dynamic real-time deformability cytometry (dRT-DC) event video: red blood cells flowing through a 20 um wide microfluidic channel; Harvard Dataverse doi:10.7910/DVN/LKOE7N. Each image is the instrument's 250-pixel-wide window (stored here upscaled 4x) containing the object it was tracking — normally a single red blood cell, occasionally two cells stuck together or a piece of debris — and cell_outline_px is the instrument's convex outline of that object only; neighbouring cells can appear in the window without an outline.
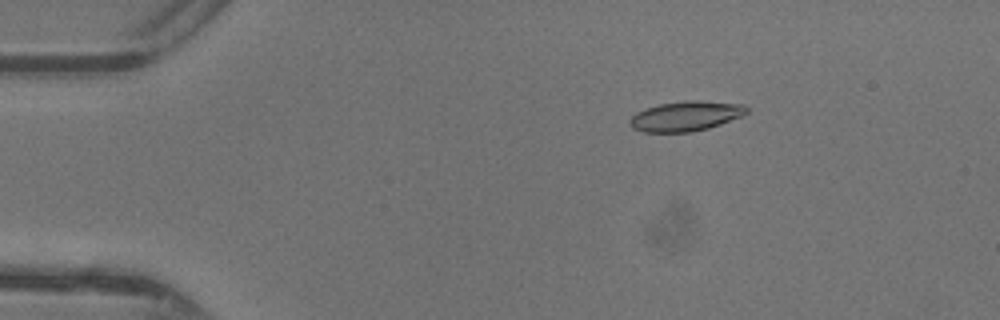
{"species": "common noctule bat (a hibernating species)", "species_latin": "Nyctalus noctula", "temperature_condition": "warm", "stored_images_in_passage": 47, "camera_frame_rate_fps": 3000, "um_per_image_px": 0.085, "animal": {"sex": "female"}, "frame": {"image": 1, "passage_image": 8, "time_ms": 2.333, "image_size_px": [1000, 320], "cell_outline_px": [[748, 112], [740, 116], [720, 124], [708, 128], [692, 132], [644, 132], [632, 128], [628, 120], [636, 112], [644, 108], [660, 104], [684, 100], [700, 100], [744, 104], [748, 108]], "centroid_in_image_um": [58.26, 9.86], "position_along_channel_um": 26.7, "area_um2": 20.46}}
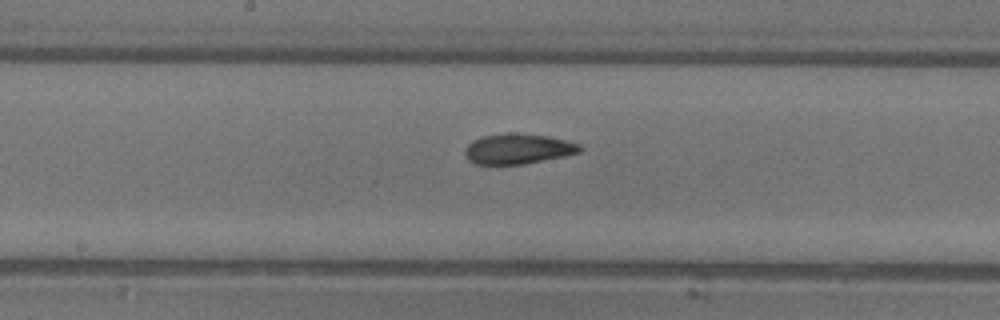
{"frame": {"image": 2, "passage_image": 25, "time_ms": 8.0, "image_size_px": [1000, 320], "cell_outline_px": [[580, 152], [564, 156], [524, 164], [476, 164], [468, 160], [464, 152], [468, 144], [472, 140], [480, 136], [548, 136], [580, 144]], "centroid_in_image_um": [44.01, 12.7], "position_along_channel_um": 204.2, "area_um2": 19.25}}
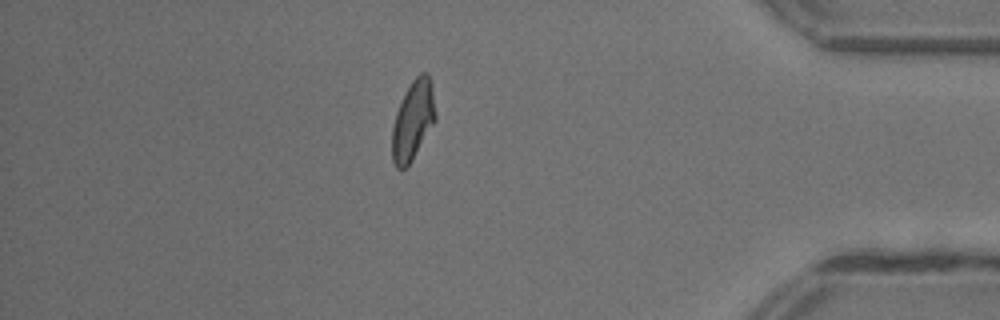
{"frame": {"image": 3, "passage_image": 41, "time_ms": 13.333, "image_size_px": [1000, 320], "cell_outline_px": [[436, 120], [412, 160], [404, 168], [396, 168], [392, 160], [392, 128], [396, 112], [412, 80], [420, 72], [428, 72], [432, 84], [436, 116]], "centroid_in_image_um": [35.11, 10.21], "position_along_channel_um": 400.1, "area_um2": 19.94}, "authors_computed_cell_mechanics": {"area_um2": 19.9988, "velocity_mm_per_s": 4.3816, "shape_relaxation_time_tau1_ms": 7.5408, "shape_relaxation_time_tau2_ms": 1.9971, "deformation_change_tau1": 0.2062, "deformation_change_tau2": 0.079}}